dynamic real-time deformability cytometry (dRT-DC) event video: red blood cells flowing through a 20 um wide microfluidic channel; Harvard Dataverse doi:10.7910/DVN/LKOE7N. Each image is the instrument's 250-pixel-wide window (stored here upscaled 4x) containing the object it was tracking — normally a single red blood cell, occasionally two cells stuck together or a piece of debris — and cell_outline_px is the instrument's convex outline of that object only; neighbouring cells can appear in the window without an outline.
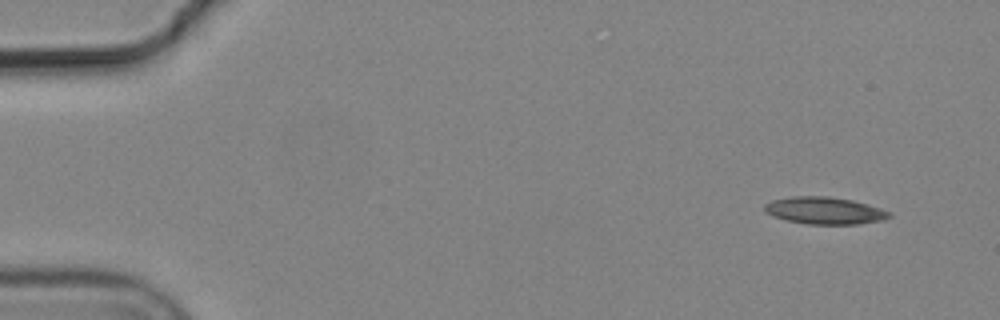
{"species": "common noctule bat (a hibernating species)", "species_latin": "Nyctalus noctula", "temperature_condition": "cold", "stored_images_in_passage": 7, "camera_frame_rate_fps": 3000, "um_per_image_px": 0.085, "animal": {"sex": "male", "body_mass_g": 19.2, "forearm_length_mm": 51.8}, "frame": {"image": 1, "passage_image": 1, "time_ms": 0.0, "image_size_px": [1000, 320], "cell_outline_px": [[892, 216], [884, 220], [856, 224], [808, 224], [784, 220], [772, 216], [764, 212], [764, 204], [772, 200], [792, 196], [828, 196], [852, 200], [868, 204], [892, 212]], "centroid_in_image_um": [70.08, 17.9], "position_along_channel_um": 14.9, "area_um2": 19.94}}
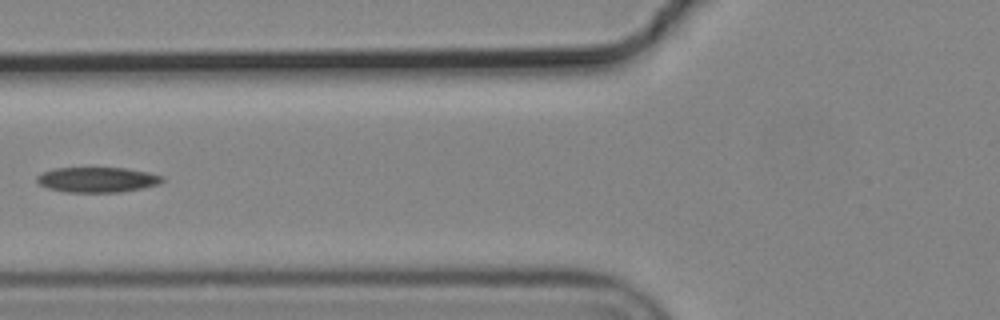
{"frame": {"image": 2, "passage_image": 6, "time_ms": 1.667, "image_size_px": [1000, 320], "cell_outline_px": [[164, 180], [160, 184], [144, 188], [120, 192], [68, 192], [48, 188], [40, 184], [36, 180], [36, 176], [40, 172], [56, 168], [124, 168], [148, 172], [164, 176]], "centroid_in_image_um": [8.29, 15.27], "position_along_channel_um": 117.5, "area_um2": 18.5}}
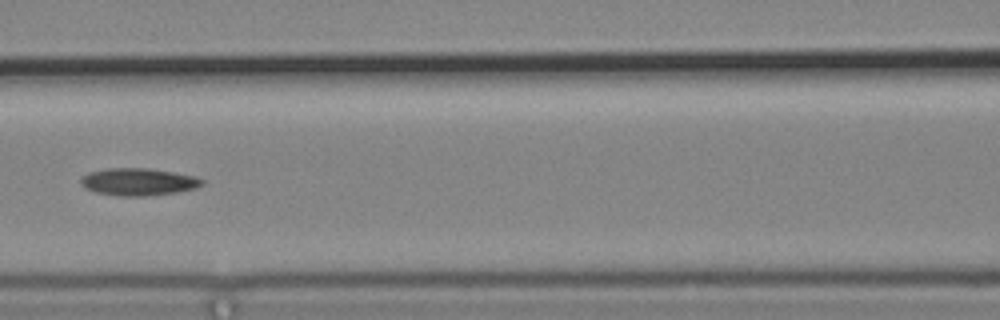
{"frame": {"image": 3, "passage_image": 7, "time_ms": 2.0, "image_size_px": [1000, 320], "cell_outline_px": [[204, 184], [196, 188], [176, 192], [144, 196], [120, 196], [96, 192], [84, 188], [80, 184], [80, 180], [88, 172], [108, 168], [148, 168], [196, 176], [204, 180]], "centroid_in_image_um": [11.76, 15.45], "position_along_channel_um": 154.8, "area_um2": 19.31}}